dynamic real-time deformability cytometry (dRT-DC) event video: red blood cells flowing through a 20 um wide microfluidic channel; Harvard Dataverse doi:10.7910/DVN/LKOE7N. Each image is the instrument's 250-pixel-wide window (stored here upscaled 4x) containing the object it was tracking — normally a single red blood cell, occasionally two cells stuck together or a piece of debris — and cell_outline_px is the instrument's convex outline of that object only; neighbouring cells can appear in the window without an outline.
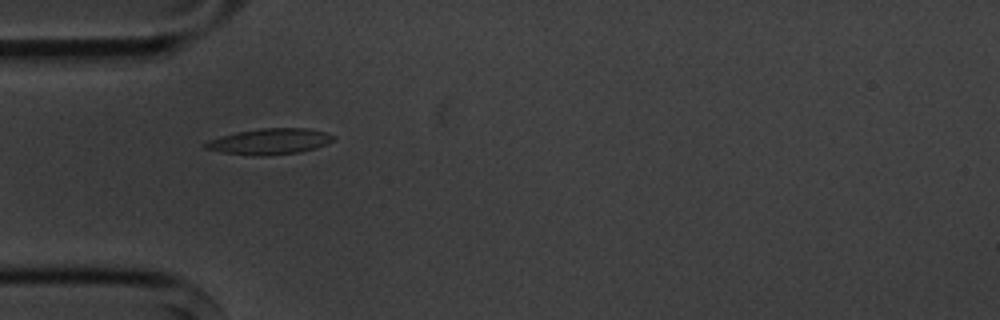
{"species": "common noctule bat (a hibernating species)", "species_latin": "Nyctalus noctula", "temperature_condition": "cold", "stored_images_in_passage": 2, "camera_frame_rate_fps": 3000, "um_per_image_px": 0.085, "animal": {"sex": "male", "body_mass_g": 20.1, "forearm_length_mm": 53.5}, "frame": {"image": 1, "passage_image": 1, "time_ms": 0.0, "image_size_px": [1000, 320], "cell_outline_px": [[336, 136], [332, 140], [316, 148], [300, 152], [264, 156], [256, 156], [224, 152], [204, 148], [204, 144], [208, 140], [220, 136], [236, 132], [260, 128], [308, 128], [328, 132]], "centroid_in_image_um": [22.94, 12.01], "position_along_channel_um": 62.1, "area_um2": 19.31}}
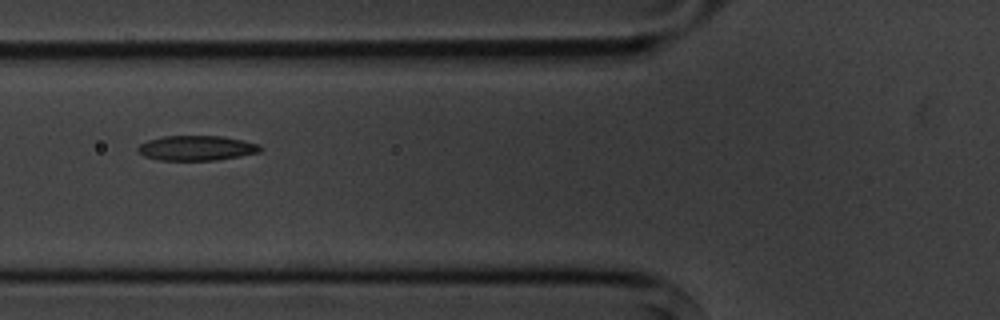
{"frame": {"image": 2, "passage_image": 2, "time_ms": 1.333, "image_size_px": [1000, 320], "cell_outline_px": [[264, 148], [260, 152], [240, 156], [216, 160], [160, 160], [144, 156], [136, 148], [140, 144], [148, 140], [164, 136], [220, 136], [244, 140], [260, 144]], "centroid_in_image_um": [16.75, 12.58], "position_along_channel_um": 109.1, "area_um2": 17.8}}